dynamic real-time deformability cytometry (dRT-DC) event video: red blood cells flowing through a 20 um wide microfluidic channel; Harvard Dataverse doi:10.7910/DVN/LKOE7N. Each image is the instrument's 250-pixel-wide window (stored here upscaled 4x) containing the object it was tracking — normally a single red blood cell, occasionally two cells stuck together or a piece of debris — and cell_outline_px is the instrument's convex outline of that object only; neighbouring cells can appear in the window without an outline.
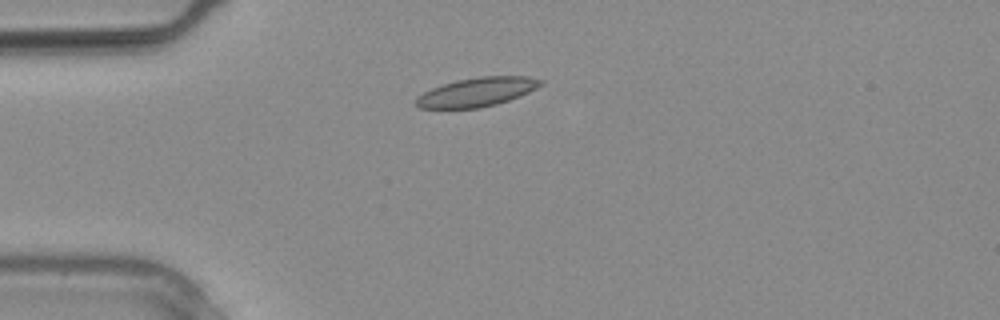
{"species": "common noctule bat (a hibernating species)", "species_latin": "Nyctalus noctula", "temperature_condition": "warm", "stored_images_in_passage": 26, "camera_frame_rate_fps": 3000, "um_per_image_px": 0.085, "animal": {"sex": "male", "body_mass_g": 20.4}, "frame": {"image": 1, "passage_image": 5, "time_ms": 1.333, "image_size_px": [1000, 320], "cell_outline_px": [[544, 84], [520, 96], [496, 104], [480, 108], [420, 108], [416, 104], [416, 96], [432, 88], [456, 80], [480, 76], [528, 76], [544, 80]], "centroid_in_image_um": [40.57, 7.81], "position_along_channel_um": 44.4, "area_um2": 20.98}}